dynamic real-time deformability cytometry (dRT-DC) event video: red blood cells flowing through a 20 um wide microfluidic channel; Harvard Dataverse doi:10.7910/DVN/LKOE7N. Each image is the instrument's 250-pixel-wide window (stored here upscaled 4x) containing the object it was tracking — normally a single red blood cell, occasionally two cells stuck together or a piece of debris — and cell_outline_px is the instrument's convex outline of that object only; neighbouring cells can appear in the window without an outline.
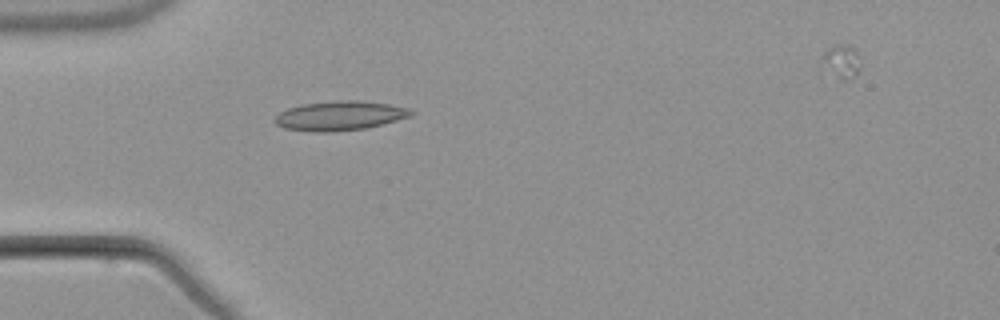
{"species": "common noctule bat (a hibernating species)", "species_latin": "Nyctalus noctula", "temperature_condition": "warm", "stored_images_in_passage": 4, "camera_frame_rate_fps": 3000, "um_per_image_px": 0.085, "animal": {"sex": "male", "body_mass_g": 21.5, "forearm_length_mm": 52.0}, "frame": {"image": 1, "passage_image": 4, "time_ms": 5.0, "image_size_px": [1000, 320], "cell_outline_px": [[416, 112], [412, 116], [384, 124], [368, 128], [332, 132], [316, 132], [284, 128], [276, 124], [272, 120], [280, 112], [288, 108], [300, 104], [340, 100], [360, 100], [388, 104], [408, 108]], "centroid_in_image_um": [28.9, 9.84], "position_along_channel_um": 56.1, "area_um2": 23.58}}